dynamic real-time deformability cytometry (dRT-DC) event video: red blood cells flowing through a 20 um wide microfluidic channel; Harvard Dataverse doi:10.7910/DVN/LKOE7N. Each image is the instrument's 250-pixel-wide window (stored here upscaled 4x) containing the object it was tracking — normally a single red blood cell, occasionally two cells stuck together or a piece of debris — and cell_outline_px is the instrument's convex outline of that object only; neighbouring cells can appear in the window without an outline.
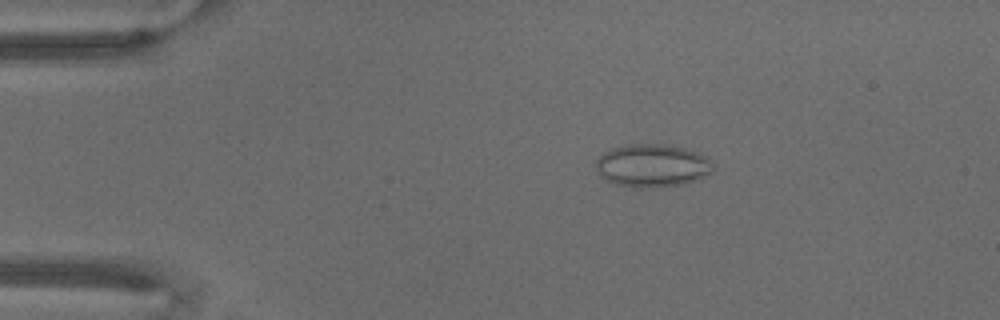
{"species": "common noctule bat (a hibernating species)", "species_latin": "Nyctalus noctula", "temperature_condition": "warm", "stored_images_in_passage": 69, "camera_frame_rate_fps": 3000, "um_per_image_px": 0.085, "animal": {"sex": "male", "body_mass_g": 18.8}, "frame": {"image": 1, "passage_image": 13, "time_ms": 4.0, "image_size_px": [1000, 320], "cell_outline_px": [[712, 172], [708, 176], [684, 184], [656, 188], [636, 188], [616, 184], [604, 180], [600, 176], [596, 168], [596, 160], [604, 152], [612, 148], [628, 144], [656, 144], [684, 148], [696, 152], [712, 160]], "centroid_in_image_um": [55.43, 14.1], "position_along_channel_um": 29.6, "area_um2": 29.54}}
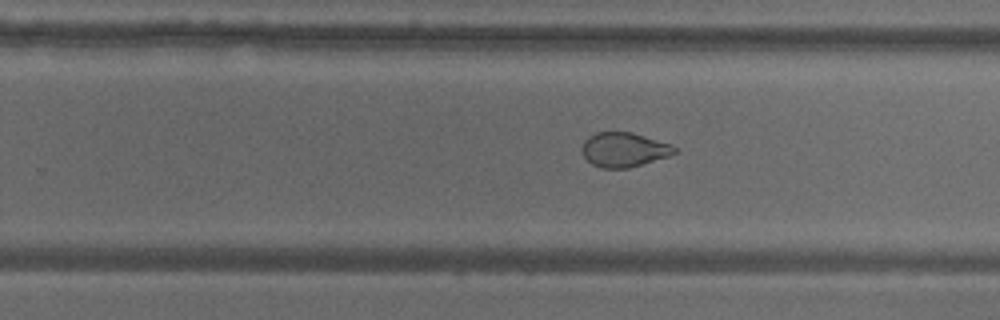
{"frame": {"image": 2, "passage_image": 44, "time_ms": 14.333, "image_size_px": [1000, 320], "cell_outline_px": [[676, 152], [668, 156], [628, 168], [600, 168], [592, 164], [584, 156], [580, 148], [584, 140], [588, 136], [596, 132], [632, 132], [672, 144], [676, 148]], "centroid_in_image_um": [53.0, 12.71], "position_along_channel_um": 276.8, "area_um2": 18.61}}
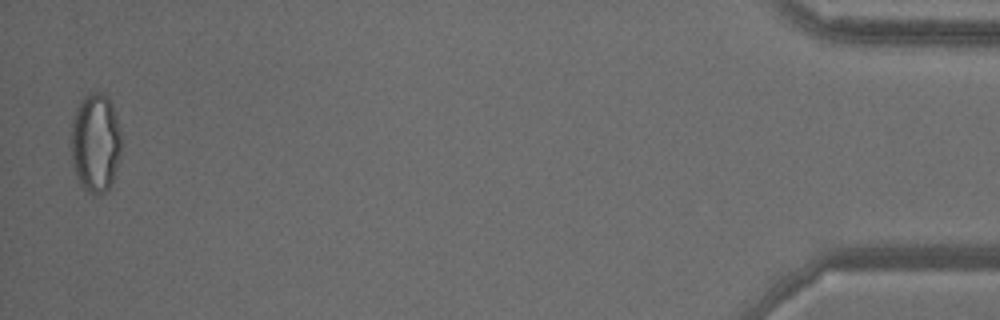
{"frame": {"image": 3, "passage_image": 68, "time_ms": 22.333, "image_size_px": [1000, 320], "cell_outline_px": [[120, 156], [112, 180], [108, 188], [104, 192], [92, 196], [80, 184], [72, 164], [72, 120], [76, 108], [80, 100], [88, 92], [104, 92], [108, 96], [116, 112], [120, 128]], "centroid_in_image_um": [8.12, 12.09], "position_along_channel_um": 427.1, "area_um2": 29.19}}